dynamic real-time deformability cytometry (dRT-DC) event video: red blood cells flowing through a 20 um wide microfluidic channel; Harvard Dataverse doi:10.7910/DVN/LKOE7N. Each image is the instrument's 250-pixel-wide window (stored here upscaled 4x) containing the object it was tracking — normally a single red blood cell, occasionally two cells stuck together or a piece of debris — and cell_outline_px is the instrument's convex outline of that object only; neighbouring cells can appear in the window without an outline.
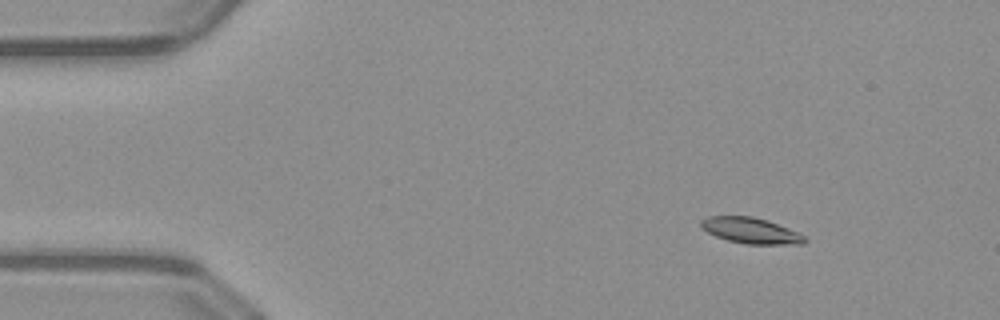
{"species": "common noctule bat (a hibernating species)", "species_latin": "Nyctalus noctula", "temperature_condition": "warm", "stored_images_in_passage": 47, "segment_of_instrument_passage": [1, 2], "camera_frame_rate_fps": 3000, "um_per_image_px": 0.085, "animal": {"sex": "male", "body_mass_g": 23.1, "forearm_length_mm": 52.7}, "frame": {"image": 1, "passage_image": 1, "time_ms": 0.0, "image_size_px": [1000, 320], "cell_outline_px": [[808, 240], [804, 244], [748, 244], [728, 240], [716, 236], [700, 228], [700, 220], [708, 216], [752, 216], [768, 220], [808, 236]], "centroid_in_image_um": [63.85, 19.59], "position_along_channel_um": 21.2, "area_um2": 15.78}}
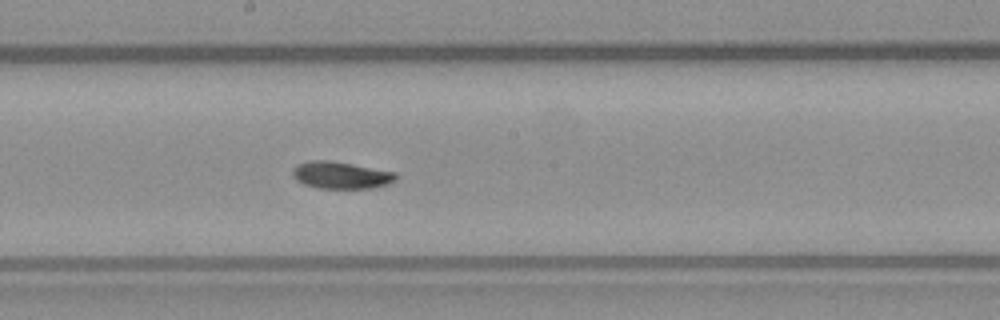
{"frame": {"image": 2, "passage_image": 22, "time_ms": 7.0, "image_size_px": [1000, 320], "cell_outline_px": [[396, 180], [388, 184], [372, 188], [316, 188], [304, 184], [296, 180], [292, 176], [292, 168], [296, 164], [312, 160], [328, 160], [352, 164], [396, 172]], "centroid_in_image_um": [28.95, 14.89], "position_along_channel_um": 219.3, "area_um2": 16.36}}
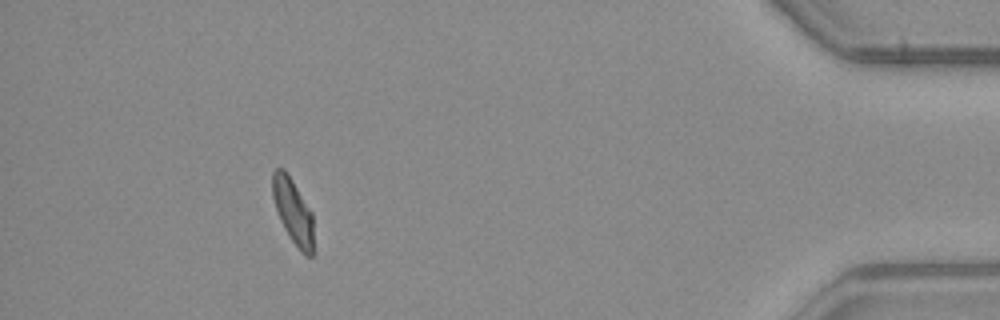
{"frame": {"image": 3, "passage_image": 41, "time_ms": 13.333, "image_size_px": [1000, 320], "cell_outline_px": [[312, 256], [304, 256], [300, 252], [284, 228], [280, 220], [272, 196], [272, 172], [276, 168], [284, 168], [292, 180], [312, 212]], "centroid_in_image_um": [24.88, 17.94], "position_along_channel_um": 410.3, "area_um2": 15.37}}